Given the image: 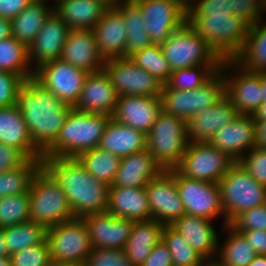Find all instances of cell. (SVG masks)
<instances>
[{
  "instance_id": "60",
  "label": "cell",
  "mask_w": 266,
  "mask_h": 266,
  "mask_svg": "<svg viewBox=\"0 0 266 266\" xmlns=\"http://www.w3.org/2000/svg\"><path fill=\"white\" fill-rule=\"evenodd\" d=\"M262 103L266 102V72H261Z\"/></svg>"
},
{
  "instance_id": "28",
  "label": "cell",
  "mask_w": 266,
  "mask_h": 266,
  "mask_svg": "<svg viewBox=\"0 0 266 266\" xmlns=\"http://www.w3.org/2000/svg\"><path fill=\"white\" fill-rule=\"evenodd\" d=\"M106 212L134 221L151 219L145 187H110Z\"/></svg>"
},
{
  "instance_id": "4",
  "label": "cell",
  "mask_w": 266,
  "mask_h": 266,
  "mask_svg": "<svg viewBox=\"0 0 266 266\" xmlns=\"http://www.w3.org/2000/svg\"><path fill=\"white\" fill-rule=\"evenodd\" d=\"M186 22L222 60H233L241 52L249 30L238 15L229 13L187 17Z\"/></svg>"
},
{
  "instance_id": "51",
  "label": "cell",
  "mask_w": 266,
  "mask_h": 266,
  "mask_svg": "<svg viewBox=\"0 0 266 266\" xmlns=\"http://www.w3.org/2000/svg\"><path fill=\"white\" fill-rule=\"evenodd\" d=\"M28 158L17 148L0 143V173L22 166Z\"/></svg>"
},
{
  "instance_id": "31",
  "label": "cell",
  "mask_w": 266,
  "mask_h": 266,
  "mask_svg": "<svg viewBox=\"0 0 266 266\" xmlns=\"http://www.w3.org/2000/svg\"><path fill=\"white\" fill-rule=\"evenodd\" d=\"M53 11L70 30H92L107 7L97 0H55Z\"/></svg>"
},
{
  "instance_id": "25",
  "label": "cell",
  "mask_w": 266,
  "mask_h": 266,
  "mask_svg": "<svg viewBox=\"0 0 266 266\" xmlns=\"http://www.w3.org/2000/svg\"><path fill=\"white\" fill-rule=\"evenodd\" d=\"M101 56L106 60L125 58L127 28L123 16L115 8H107L92 28Z\"/></svg>"
},
{
  "instance_id": "32",
  "label": "cell",
  "mask_w": 266,
  "mask_h": 266,
  "mask_svg": "<svg viewBox=\"0 0 266 266\" xmlns=\"http://www.w3.org/2000/svg\"><path fill=\"white\" fill-rule=\"evenodd\" d=\"M165 225L154 219L135 221L124 252L133 264L140 266L150 255L155 244L162 240Z\"/></svg>"
},
{
  "instance_id": "6",
  "label": "cell",
  "mask_w": 266,
  "mask_h": 266,
  "mask_svg": "<svg viewBox=\"0 0 266 266\" xmlns=\"http://www.w3.org/2000/svg\"><path fill=\"white\" fill-rule=\"evenodd\" d=\"M146 136L147 150L162 170L176 169L189 144L187 122L162 111Z\"/></svg>"
},
{
  "instance_id": "43",
  "label": "cell",
  "mask_w": 266,
  "mask_h": 266,
  "mask_svg": "<svg viewBox=\"0 0 266 266\" xmlns=\"http://www.w3.org/2000/svg\"><path fill=\"white\" fill-rule=\"evenodd\" d=\"M221 65H199L172 71L166 85L170 89L193 90L205 83Z\"/></svg>"
},
{
  "instance_id": "27",
  "label": "cell",
  "mask_w": 266,
  "mask_h": 266,
  "mask_svg": "<svg viewBox=\"0 0 266 266\" xmlns=\"http://www.w3.org/2000/svg\"><path fill=\"white\" fill-rule=\"evenodd\" d=\"M0 143L17 148L28 159L43 158V154L31 139L22 113L15 104L0 107Z\"/></svg>"
},
{
  "instance_id": "48",
  "label": "cell",
  "mask_w": 266,
  "mask_h": 266,
  "mask_svg": "<svg viewBox=\"0 0 266 266\" xmlns=\"http://www.w3.org/2000/svg\"><path fill=\"white\" fill-rule=\"evenodd\" d=\"M238 162L256 182L266 186V148L254 146Z\"/></svg>"
},
{
  "instance_id": "40",
  "label": "cell",
  "mask_w": 266,
  "mask_h": 266,
  "mask_svg": "<svg viewBox=\"0 0 266 266\" xmlns=\"http://www.w3.org/2000/svg\"><path fill=\"white\" fill-rule=\"evenodd\" d=\"M41 168V160L28 159L22 166L0 173V198L29 192L33 176Z\"/></svg>"
},
{
  "instance_id": "53",
  "label": "cell",
  "mask_w": 266,
  "mask_h": 266,
  "mask_svg": "<svg viewBox=\"0 0 266 266\" xmlns=\"http://www.w3.org/2000/svg\"><path fill=\"white\" fill-rule=\"evenodd\" d=\"M33 0H0V17L12 20Z\"/></svg>"
},
{
  "instance_id": "38",
  "label": "cell",
  "mask_w": 266,
  "mask_h": 266,
  "mask_svg": "<svg viewBox=\"0 0 266 266\" xmlns=\"http://www.w3.org/2000/svg\"><path fill=\"white\" fill-rule=\"evenodd\" d=\"M77 159L89 174L109 186L115 179L121 160L115 154L99 147L82 152Z\"/></svg>"
},
{
  "instance_id": "33",
  "label": "cell",
  "mask_w": 266,
  "mask_h": 266,
  "mask_svg": "<svg viewBox=\"0 0 266 266\" xmlns=\"http://www.w3.org/2000/svg\"><path fill=\"white\" fill-rule=\"evenodd\" d=\"M52 0H33L11 20L12 36L27 47L36 38L45 19L53 11Z\"/></svg>"
},
{
  "instance_id": "44",
  "label": "cell",
  "mask_w": 266,
  "mask_h": 266,
  "mask_svg": "<svg viewBox=\"0 0 266 266\" xmlns=\"http://www.w3.org/2000/svg\"><path fill=\"white\" fill-rule=\"evenodd\" d=\"M30 221V194L0 198V229Z\"/></svg>"
},
{
  "instance_id": "17",
  "label": "cell",
  "mask_w": 266,
  "mask_h": 266,
  "mask_svg": "<svg viewBox=\"0 0 266 266\" xmlns=\"http://www.w3.org/2000/svg\"><path fill=\"white\" fill-rule=\"evenodd\" d=\"M151 219L172 225L185 214L176 185V169L162 171L145 186Z\"/></svg>"
},
{
  "instance_id": "2",
  "label": "cell",
  "mask_w": 266,
  "mask_h": 266,
  "mask_svg": "<svg viewBox=\"0 0 266 266\" xmlns=\"http://www.w3.org/2000/svg\"><path fill=\"white\" fill-rule=\"evenodd\" d=\"M41 167L67 195L75 218L106 211L110 186L89 174L77 158L43 157Z\"/></svg>"
},
{
  "instance_id": "8",
  "label": "cell",
  "mask_w": 266,
  "mask_h": 266,
  "mask_svg": "<svg viewBox=\"0 0 266 266\" xmlns=\"http://www.w3.org/2000/svg\"><path fill=\"white\" fill-rule=\"evenodd\" d=\"M226 225L240 212L266 203V186L259 184L238 162L218 182Z\"/></svg>"
},
{
  "instance_id": "62",
  "label": "cell",
  "mask_w": 266,
  "mask_h": 266,
  "mask_svg": "<svg viewBox=\"0 0 266 266\" xmlns=\"http://www.w3.org/2000/svg\"><path fill=\"white\" fill-rule=\"evenodd\" d=\"M0 266H12L10 256L0 257Z\"/></svg>"
},
{
  "instance_id": "55",
  "label": "cell",
  "mask_w": 266,
  "mask_h": 266,
  "mask_svg": "<svg viewBox=\"0 0 266 266\" xmlns=\"http://www.w3.org/2000/svg\"><path fill=\"white\" fill-rule=\"evenodd\" d=\"M256 146L266 148V120H255Z\"/></svg>"
},
{
  "instance_id": "61",
  "label": "cell",
  "mask_w": 266,
  "mask_h": 266,
  "mask_svg": "<svg viewBox=\"0 0 266 266\" xmlns=\"http://www.w3.org/2000/svg\"><path fill=\"white\" fill-rule=\"evenodd\" d=\"M97 1L101 2L107 8H113L116 7L118 4H120L123 0H97Z\"/></svg>"
},
{
  "instance_id": "11",
  "label": "cell",
  "mask_w": 266,
  "mask_h": 266,
  "mask_svg": "<svg viewBox=\"0 0 266 266\" xmlns=\"http://www.w3.org/2000/svg\"><path fill=\"white\" fill-rule=\"evenodd\" d=\"M234 162L210 142H189L176 169L185 177L218 183Z\"/></svg>"
},
{
  "instance_id": "5",
  "label": "cell",
  "mask_w": 266,
  "mask_h": 266,
  "mask_svg": "<svg viewBox=\"0 0 266 266\" xmlns=\"http://www.w3.org/2000/svg\"><path fill=\"white\" fill-rule=\"evenodd\" d=\"M30 221L49 229L75 218L68 197L41 167L29 187Z\"/></svg>"
},
{
  "instance_id": "35",
  "label": "cell",
  "mask_w": 266,
  "mask_h": 266,
  "mask_svg": "<svg viewBox=\"0 0 266 266\" xmlns=\"http://www.w3.org/2000/svg\"><path fill=\"white\" fill-rule=\"evenodd\" d=\"M249 26L247 39L241 52L233 59L242 68L266 72V21Z\"/></svg>"
},
{
  "instance_id": "56",
  "label": "cell",
  "mask_w": 266,
  "mask_h": 266,
  "mask_svg": "<svg viewBox=\"0 0 266 266\" xmlns=\"http://www.w3.org/2000/svg\"><path fill=\"white\" fill-rule=\"evenodd\" d=\"M12 36L11 20L0 17V40Z\"/></svg>"
},
{
  "instance_id": "9",
  "label": "cell",
  "mask_w": 266,
  "mask_h": 266,
  "mask_svg": "<svg viewBox=\"0 0 266 266\" xmlns=\"http://www.w3.org/2000/svg\"><path fill=\"white\" fill-rule=\"evenodd\" d=\"M172 71L199 65H222L223 60L186 22L160 44Z\"/></svg>"
},
{
  "instance_id": "49",
  "label": "cell",
  "mask_w": 266,
  "mask_h": 266,
  "mask_svg": "<svg viewBox=\"0 0 266 266\" xmlns=\"http://www.w3.org/2000/svg\"><path fill=\"white\" fill-rule=\"evenodd\" d=\"M210 13L235 14L232 0H189L187 17H202Z\"/></svg>"
},
{
  "instance_id": "50",
  "label": "cell",
  "mask_w": 266,
  "mask_h": 266,
  "mask_svg": "<svg viewBox=\"0 0 266 266\" xmlns=\"http://www.w3.org/2000/svg\"><path fill=\"white\" fill-rule=\"evenodd\" d=\"M24 81L16 73L0 70V107L15 104L17 91L23 85Z\"/></svg>"
},
{
  "instance_id": "26",
  "label": "cell",
  "mask_w": 266,
  "mask_h": 266,
  "mask_svg": "<svg viewBox=\"0 0 266 266\" xmlns=\"http://www.w3.org/2000/svg\"><path fill=\"white\" fill-rule=\"evenodd\" d=\"M213 222L202 217L183 214L171 226L209 262L215 261L218 254L219 232Z\"/></svg>"
},
{
  "instance_id": "23",
  "label": "cell",
  "mask_w": 266,
  "mask_h": 266,
  "mask_svg": "<svg viewBox=\"0 0 266 266\" xmlns=\"http://www.w3.org/2000/svg\"><path fill=\"white\" fill-rule=\"evenodd\" d=\"M59 59L89 73L104 70L105 66L92 30H70Z\"/></svg>"
},
{
  "instance_id": "37",
  "label": "cell",
  "mask_w": 266,
  "mask_h": 266,
  "mask_svg": "<svg viewBox=\"0 0 266 266\" xmlns=\"http://www.w3.org/2000/svg\"><path fill=\"white\" fill-rule=\"evenodd\" d=\"M0 70L16 73L24 80L34 76L28 47L13 36L0 40Z\"/></svg>"
},
{
  "instance_id": "59",
  "label": "cell",
  "mask_w": 266,
  "mask_h": 266,
  "mask_svg": "<svg viewBox=\"0 0 266 266\" xmlns=\"http://www.w3.org/2000/svg\"><path fill=\"white\" fill-rule=\"evenodd\" d=\"M247 266H266V255H256Z\"/></svg>"
},
{
  "instance_id": "22",
  "label": "cell",
  "mask_w": 266,
  "mask_h": 266,
  "mask_svg": "<svg viewBox=\"0 0 266 266\" xmlns=\"http://www.w3.org/2000/svg\"><path fill=\"white\" fill-rule=\"evenodd\" d=\"M119 96L105 70L89 73L74 108L87 113L112 117Z\"/></svg>"
},
{
  "instance_id": "52",
  "label": "cell",
  "mask_w": 266,
  "mask_h": 266,
  "mask_svg": "<svg viewBox=\"0 0 266 266\" xmlns=\"http://www.w3.org/2000/svg\"><path fill=\"white\" fill-rule=\"evenodd\" d=\"M140 266H173L172 255L163 240L154 245L150 255Z\"/></svg>"
},
{
  "instance_id": "65",
  "label": "cell",
  "mask_w": 266,
  "mask_h": 266,
  "mask_svg": "<svg viewBox=\"0 0 266 266\" xmlns=\"http://www.w3.org/2000/svg\"><path fill=\"white\" fill-rule=\"evenodd\" d=\"M186 4H188L189 0H183Z\"/></svg>"
},
{
  "instance_id": "41",
  "label": "cell",
  "mask_w": 266,
  "mask_h": 266,
  "mask_svg": "<svg viewBox=\"0 0 266 266\" xmlns=\"http://www.w3.org/2000/svg\"><path fill=\"white\" fill-rule=\"evenodd\" d=\"M162 240L172 255L173 266H203L207 262L171 225H165Z\"/></svg>"
},
{
  "instance_id": "42",
  "label": "cell",
  "mask_w": 266,
  "mask_h": 266,
  "mask_svg": "<svg viewBox=\"0 0 266 266\" xmlns=\"http://www.w3.org/2000/svg\"><path fill=\"white\" fill-rule=\"evenodd\" d=\"M137 66L148 71L158 82L165 85L172 73L160 44H151L129 56Z\"/></svg>"
},
{
  "instance_id": "29",
  "label": "cell",
  "mask_w": 266,
  "mask_h": 266,
  "mask_svg": "<svg viewBox=\"0 0 266 266\" xmlns=\"http://www.w3.org/2000/svg\"><path fill=\"white\" fill-rule=\"evenodd\" d=\"M162 171L146 149L121 158L119 169L110 187H145Z\"/></svg>"
},
{
  "instance_id": "46",
  "label": "cell",
  "mask_w": 266,
  "mask_h": 266,
  "mask_svg": "<svg viewBox=\"0 0 266 266\" xmlns=\"http://www.w3.org/2000/svg\"><path fill=\"white\" fill-rule=\"evenodd\" d=\"M228 225L236 231L266 230V203L237 214Z\"/></svg>"
},
{
  "instance_id": "63",
  "label": "cell",
  "mask_w": 266,
  "mask_h": 266,
  "mask_svg": "<svg viewBox=\"0 0 266 266\" xmlns=\"http://www.w3.org/2000/svg\"><path fill=\"white\" fill-rule=\"evenodd\" d=\"M47 266H75V265L51 261Z\"/></svg>"
},
{
  "instance_id": "39",
  "label": "cell",
  "mask_w": 266,
  "mask_h": 266,
  "mask_svg": "<svg viewBox=\"0 0 266 266\" xmlns=\"http://www.w3.org/2000/svg\"><path fill=\"white\" fill-rule=\"evenodd\" d=\"M3 233L9 256L23 248L43 243L47 239V229L31 221L5 227Z\"/></svg>"
},
{
  "instance_id": "58",
  "label": "cell",
  "mask_w": 266,
  "mask_h": 266,
  "mask_svg": "<svg viewBox=\"0 0 266 266\" xmlns=\"http://www.w3.org/2000/svg\"><path fill=\"white\" fill-rule=\"evenodd\" d=\"M8 251L5 244L3 228L0 229V257H8Z\"/></svg>"
},
{
  "instance_id": "21",
  "label": "cell",
  "mask_w": 266,
  "mask_h": 266,
  "mask_svg": "<svg viewBox=\"0 0 266 266\" xmlns=\"http://www.w3.org/2000/svg\"><path fill=\"white\" fill-rule=\"evenodd\" d=\"M255 133L253 115L239 114L233 121L220 128L210 143L236 162L245 152L256 146Z\"/></svg>"
},
{
  "instance_id": "30",
  "label": "cell",
  "mask_w": 266,
  "mask_h": 266,
  "mask_svg": "<svg viewBox=\"0 0 266 266\" xmlns=\"http://www.w3.org/2000/svg\"><path fill=\"white\" fill-rule=\"evenodd\" d=\"M98 147L123 158L146 150L147 136L143 131L131 128L111 117L106 124Z\"/></svg>"
},
{
  "instance_id": "3",
  "label": "cell",
  "mask_w": 266,
  "mask_h": 266,
  "mask_svg": "<svg viewBox=\"0 0 266 266\" xmlns=\"http://www.w3.org/2000/svg\"><path fill=\"white\" fill-rule=\"evenodd\" d=\"M110 118L73 107L58 137L43 153V157L77 158L82 152L98 147Z\"/></svg>"
},
{
  "instance_id": "24",
  "label": "cell",
  "mask_w": 266,
  "mask_h": 266,
  "mask_svg": "<svg viewBox=\"0 0 266 266\" xmlns=\"http://www.w3.org/2000/svg\"><path fill=\"white\" fill-rule=\"evenodd\" d=\"M238 115V110L224 96L187 121L189 142H210L220 128L233 121Z\"/></svg>"
},
{
  "instance_id": "54",
  "label": "cell",
  "mask_w": 266,
  "mask_h": 266,
  "mask_svg": "<svg viewBox=\"0 0 266 266\" xmlns=\"http://www.w3.org/2000/svg\"><path fill=\"white\" fill-rule=\"evenodd\" d=\"M252 245L257 255H266V230L238 231Z\"/></svg>"
},
{
  "instance_id": "64",
  "label": "cell",
  "mask_w": 266,
  "mask_h": 266,
  "mask_svg": "<svg viewBox=\"0 0 266 266\" xmlns=\"http://www.w3.org/2000/svg\"><path fill=\"white\" fill-rule=\"evenodd\" d=\"M208 266H221L216 261H209Z\"/></svg>"
},
{
  "instance_id": "10",
  "label": "cell",
  "mask_w": 266,
  "mask_h": 266,
  "mask_svg": "<svg viewBox=\"0 0 266 266\" xmlns=\"http://www.w3.org/2000/svg\"><path fill=\"white\" fill-rule=\"evenodd\" d=\"M51 261L83 266L92 250L83 218L64 221L47 229Z\"/></svg>"
},
{
  "instance_id": "18",
  "label": "cell",
  "mask_w": 266,
  "mask_h": 266,
  "mask_svg": "<svg viewBox=\"0 0 266 266\" xmlns=\"http://www.w3.org/2000/svg\"><path fill=\"white\" fill-rule=\"evenodd\" d=\"M87 225L92 248L124 249L134 220L118 218L108 212L83 217Z\"/></svg>"
},
{
  "instance_id": "34",
  "label": "cell",
  "mask_w": 266,
  "mask_h": 266,
  "mask_svg": "<svg viewBox=\"0 0 266 266\" xmlns=\"http://www.w3.org/2000/svg\"><path fill=\"white\" fill-rule=\"evenodd\" d=\"M226 235L223 242L218 240V254L215 261L221 266H247L257 255L244 235L228 224L222 226Z\"/></svg>"
},
{
  "instance_id": "12",
  "label": "cell",
  "mask_w": 266,
  "mask_h": 266,
  "mask_svg": "<svg viewBox=\"0 0 266 266\" xmlns=\"http://www.w3.org/2000/svg\"><path fill=\"white\" fill-rule=\"evenodd\" d=\"M220 70L231 104L239 114L254 115L262 104L261 72L246 70L234 60H223Z\"/></svg>"
},
{
  "instance_id": "1",
  "label": "cell",
  "mask_w": 266,
  "mask_h": 266,
  "mask_svg": "<svg viewBox=\"0 0 266 266\" xmlns=\"http://www.w3.org/2000/svg\"><path fill=\"white\" fill-rule=\"evenodd\" d=\"M16 108L22 113L35 147L43 154L56 140L73 108L33 77L18 89Z\"/></svg>"
},
{
  "instance_id": "45",
  "label": "cell",
  "mask_w": 266,
  "mask_h": 266,
  "mask_svg": "<svg viewBox=\"0 0 266 266\" xmlns=\"http://www.w3.org/2000/svg\"><path fill=\"white\" fill-rule=\"evenodd\" d=\"M12 266H47L51 262L47 239L36 246L26 247L10 256Z\"/></svg>"
},
{
  "instance_id": "47",
  "label": "cell",
  "mask_w": 266,
  "mask_h": 266,
  "mask_svg": "<svg viewBox=\"0 0 266 266\" xmlns=\"http://www.w3.org/2000/svg\"><path fill=\"white\" fill-rule=\"evenodd\" d=\"M83 266H133L124 249L92 248Z\"/></svg>"
},
{
  "instance_id": "36",
  "label": "cell",
  "mask_w": 266,
  "mask_h": 266,
  "mask_svg": "<svg viewBox=\"0 0 266 266\" xmlns=\"http://www.w3.org/2000/svg\"><path fill=\"white\" fill-rule=\"evenodd\" d=\"M115 8L123 16L127 28L125 57L153 44L146 31L139 6L133 0H123Z\"/></svg>"
},
{
  "instance_id": "7",
  "label": "cell",
  "mask_w": 266,
  "mask_h": 266,
  "mask_svg": "<svg viewBox=\"0 0 266 266\" xmlns=\"http://www.w3.org/2000/svg\"><path fill=\"white\" fill-rule=\"evenodd\" d=\"M225 96V79L221 70L216 71L205 83L193 90L170 89L162 85L160 99L162 111L184 119L214 105Z\"/></svg>"
},
{
  "instance_id": "15",
  "label": "cell",
  "mask_w": 266,
  "mask_h": 266,
  "mask_svg": "<svg viewBox=\"0 0 266 266\" xmlns=\"http://www.w3.org/2000/svg\"><path fill=\"white\" fill-rule=\"evenodd\" d=\"M138 6L153 44L164 43L187 21L183 0H133Z\"/></svg>"
},
{
  "instance_id": "14",
  "label": "cell",
  "mask_w": 266,
  "mask_h": 266,
  "mask_svg": "<svg viewBox=\"0 0 266 266\" xmlns=\"http://www.w3.org/2000/svg\"><path fill=\"white\" fill-rule=\"evenodd\" d=\"M89 72L56 59L34 70L33 78L63 103L75 107Z\"/></svg>"
},
{
  "instance_id": "20",
  "label": "cell",
  "mask_w": 266,
  "mask_h": 266,
  "mask_svg": "<svg viewBox=\"0 0 266 266\" xmlns=\"http://www.w3.org/2000/svg\"><path fill=\"white\" fill-rule=\"evenodd\" d=\"M162 112L160 97L119 96L112 118L147 134Z\"/></svg>"
},
{
  "instance_id": "13",
  "label": "cell",
  "mask_w": 266,
  "mask_h": 266,
  "mask_svg": "<svg viewBox=\"0 0 266 266\" xmlns=\"http://www.w3.org/2000/svg\"><path fill=\"white\" fill-rule=\"evenodd\" d=\"M176 185L184 204L185 214L213 221L221 216L223 218L222 225H226L218 183L188 178L176 169Z\"/></svg>"
},
{
  "instance_id": "16",
  "label": "cell",
  "mask_w": 266,
  "mask_h": 266,
  "mask_svg": "<svg viewBox=\"0 0 266 266\" xmlns=\"http://www.w3.org/2000/svg\"><path fill=\"white\" fill-rule=\"evenodd\" d=\"M104 70L120 96L160 97L162 84L129 57L106 60Z\"/></svg>"
},
{
  "instance_id": "57",
  "label": "cell",
  "mask_w": 266,
  "mask_h": 266,
  "mask_svg": "<svg viewBox=\"0 0 266 266\" xmlns=\"http://www.w3.org/2000/svg\"><path fill=\"white\" fill-rule=\"evenodd\" d=\"M255 120H266V102H263L253 115Z\"/></svg>"
},
{
  "instance_id": "19",
  "label": "cell",
  "mask_w": 266,
  "mask_h": 266,
  "mask_svg": "<svg viewBox=\"0 0 266 266\" xmlns=\"http://www.w3.org/2000/svg\"><path fill=\"white\" fill-rule=\"evenodd\" d=\"M69 31V27L52 11L36 38L28 46L29 62L33 70L46 62L60 58Z\"/></svg>"
}]
</instances>
